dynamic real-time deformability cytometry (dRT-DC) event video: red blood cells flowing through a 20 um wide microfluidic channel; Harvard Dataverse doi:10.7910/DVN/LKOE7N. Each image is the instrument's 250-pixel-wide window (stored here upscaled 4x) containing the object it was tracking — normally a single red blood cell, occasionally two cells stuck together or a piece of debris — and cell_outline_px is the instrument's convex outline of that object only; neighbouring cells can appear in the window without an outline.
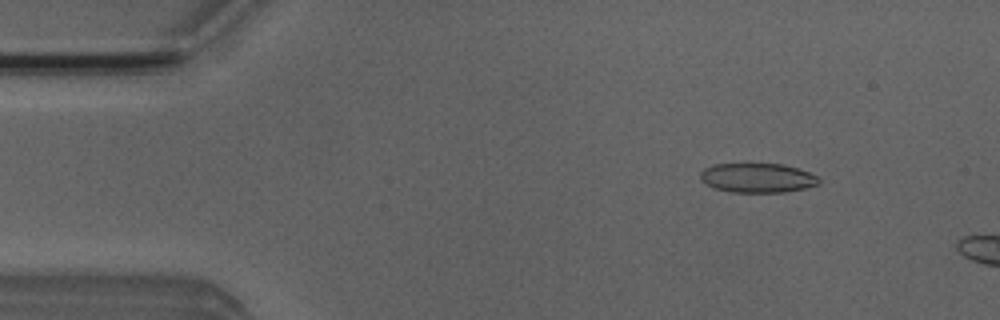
{"species": "Egyptian fruit bat (a non-hibernating species)", "species_latin": "Rousettus aegyptiacus", "temperature_condition": "room temperature", "stored_images_in_passage": 3, "camera_frame_rate_fps": 3000, "um_per_image_px": 0.085, "animal": {"sex": "male"}, "frame": {"image": 1, "passage_image": 2, "time_ms": 1.0, "image_size_px": [1000, 320], "cell_outline_px": [[820, 184], [804, 188], [784, 192], [732, 192], [712, 188], [700, 180], [700, 172], [704, 168], [712, 164], [784, 164], [800, 168], [820, 176]], "centroid_in_image_um": [64.4, 15.11], "position_along_channel_um": 20.6, "area_um2": 20.63}}